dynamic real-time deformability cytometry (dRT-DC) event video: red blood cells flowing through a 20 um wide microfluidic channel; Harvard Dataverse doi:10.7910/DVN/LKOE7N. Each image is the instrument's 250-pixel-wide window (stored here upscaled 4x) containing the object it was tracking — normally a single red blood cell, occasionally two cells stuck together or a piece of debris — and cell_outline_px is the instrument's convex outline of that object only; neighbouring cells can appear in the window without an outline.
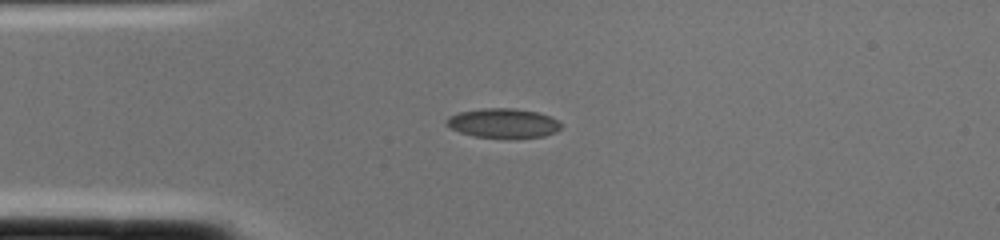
{"species": "common noctule bat (a hibernating species)", "species_latin": "Nyctalus noctula", "temperature_condition": "cold", "stored_images_in_passage": 1, "camera_frame_rate_fps": 3000, "um_per_image_px": 0.085, "animal": {"sex": "female", "body_mass_g": 22.0, "forearm_length_mm": 56.7}, "frame": {"image": 1, "passage_image": 1, "time_ms": 0.0, "image_size_px": [1000, 240], "cell_outline_px": [[560, 128], [556, 132], [544, 136], [476, 136], [460, 132], [444, 124], [444, 120], [448, 116], [460, 112], [484, 108], [516, 108], [536, 112], [548, 116], [556, 120], [560, 124]], "centroid_in_image_um": [42.71, 10.43], "position_along_channel_um": 42.3, "area_um2": 19.02}}